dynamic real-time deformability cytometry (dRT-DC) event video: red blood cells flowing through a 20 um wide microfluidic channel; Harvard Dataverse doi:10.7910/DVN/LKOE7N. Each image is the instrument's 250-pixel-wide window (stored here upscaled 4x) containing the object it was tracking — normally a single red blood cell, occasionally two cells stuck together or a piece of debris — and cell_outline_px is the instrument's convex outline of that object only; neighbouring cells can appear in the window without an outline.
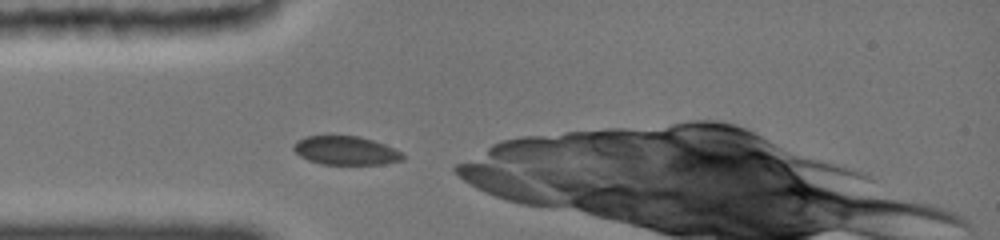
{"species": "common noctule bat (a hibernating species)", "species_latin": "Nyctalus noctula", "temperature_condition": "cold", "stored_images_in_passage": 7, "camera_frame_rate_fps": 3000, "um_per_image_px": 0.085, "animal": {"sex": "female", "body_mass_g": 19.0, "forearm_length_mm": 51.5}, "frame": {"image": 1, "passage_image": 1, "time_ms": 0.0, "image_size_px": [1000, 240], "cell_outline_px": [[404, 160], [384, 164], [320, 164], [308, 160], [300, 156], [292, 148], [292, 144], [308, 136], [356, 136], [372, 140], [384, 144], [400, 152], [404, 156]], "centroid_in_image_um": [29.38, 12.81], "position_along_channel_um": 55.6, "area_um2": 18.03}}
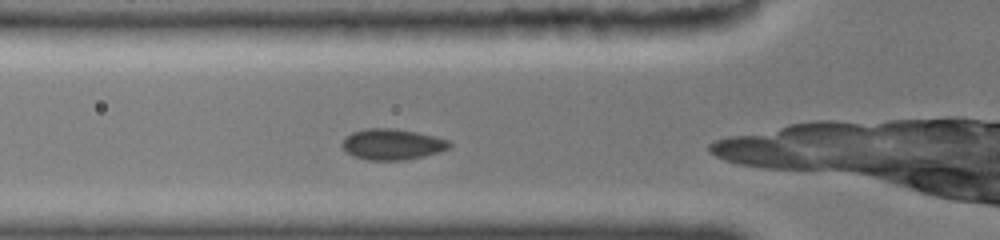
{"frame": {"image": 2, "passage_image": 5, "time_ms": 1.0, "image_size_px": [1000, 240], "cell_outline_px": [[452, 148], [440, 152], [424, 156], [404, 160], [368, 160], [352, 156], [340, 144], [352, 132], [368, 128], [388, 128], [412, 132], [432, 136], [448, 140], [452, 144]], "centroid_in_image_um": [33.36, 12.28], "position_along_channel_um": 92.4, "area_um2": 19.07}}